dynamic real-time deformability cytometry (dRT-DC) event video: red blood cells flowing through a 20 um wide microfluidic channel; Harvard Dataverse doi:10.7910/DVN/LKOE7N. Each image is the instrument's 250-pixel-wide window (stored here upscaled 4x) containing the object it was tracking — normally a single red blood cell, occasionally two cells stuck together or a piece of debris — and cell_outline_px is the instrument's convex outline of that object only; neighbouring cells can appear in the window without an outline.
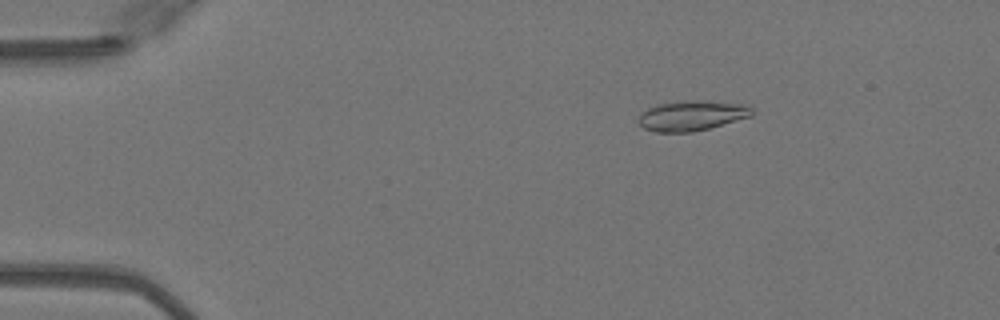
{"species": "Egyptian fruit bat (a non-hibernating species)", "species_latin": "Rousettus aegyptiacus", "temperature_condition": "warm", "stored_images_in_passage": 51, "camera_frame_rate_fps": 3000, "um_per_image_px": 0.085, "animal": {"sex": "female"}, "frame": {"image": 1, "passage_image": 9, "time_ms": 2.667, "image_size_px": [1000, 320], "cell_outline_px": [[756, 112], [752, 116], [708, 128], [692, 132], [656, 132], [644, 128], [636, 120], [640, 112], [656, 104], [692, 100], [704, 100], [744, 104], [752, 108]], "centroid_in_image_um": [58.79, 9.82], "position_along_channel_um": 26.2, "area_um2": 20.06}}
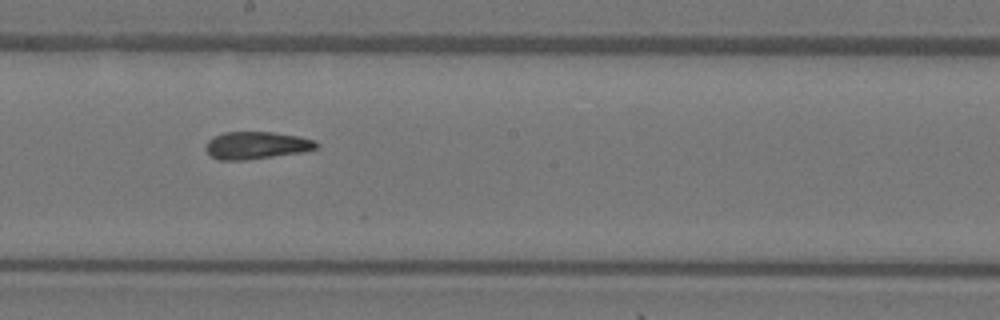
{"frame": {"image": 2, "passage_image": 29, "time_ms": 9.333, "image_size_px": [1000, 320], "cell_outline_px": [[320, 144], [316, 148], [304, 152], [244, 160], [220, 160], [212, 156], [204, 148], [208, 140], [212, 136], [224, 132], [272, 132], [300, 136], [316, 140]], "centroid_in_image_um": [21.81, 12.34], "position_along_channel_um": 226.4, "area_um2": 17.8}}
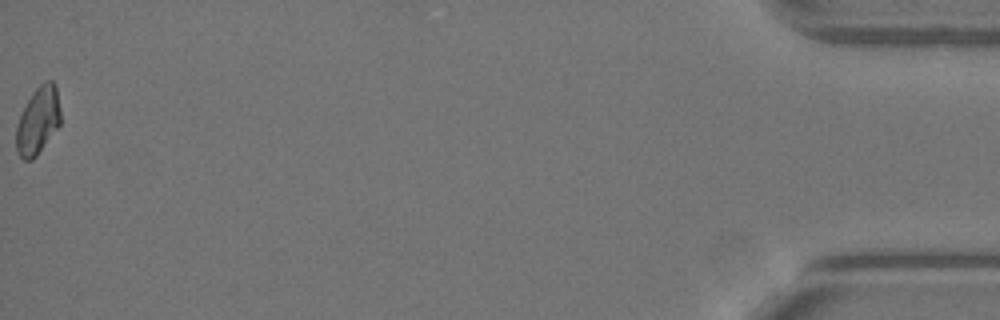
{"frame": {"image": 3, "passage_image": 51, "time_ms": 16.667, "image_size_px": [1000, 320], "cell_outline_px": [[60, 124], [36, 156], [32, 160], [24, 160], [20, 156], [16, 148], [16, 124], [32, 92], [44, 80], [52, 80], [56, 84], [60, 108]], "centroid_in_image_um": [3.23, 10.22], "position_along_channel_um": 432.0, "area_um2": 17.34}, "authors_computed_cell_mechanics": {"area_um2": 18.1492, "velocity_mm_per_s": 4.1029, "shape_relaxation_time_tau1_ms": null, "shape_relaxation_time_tau2_ms": 2.8378, "deformation_change_tau1": null, "deformation_change_tau2": 0.0939}}